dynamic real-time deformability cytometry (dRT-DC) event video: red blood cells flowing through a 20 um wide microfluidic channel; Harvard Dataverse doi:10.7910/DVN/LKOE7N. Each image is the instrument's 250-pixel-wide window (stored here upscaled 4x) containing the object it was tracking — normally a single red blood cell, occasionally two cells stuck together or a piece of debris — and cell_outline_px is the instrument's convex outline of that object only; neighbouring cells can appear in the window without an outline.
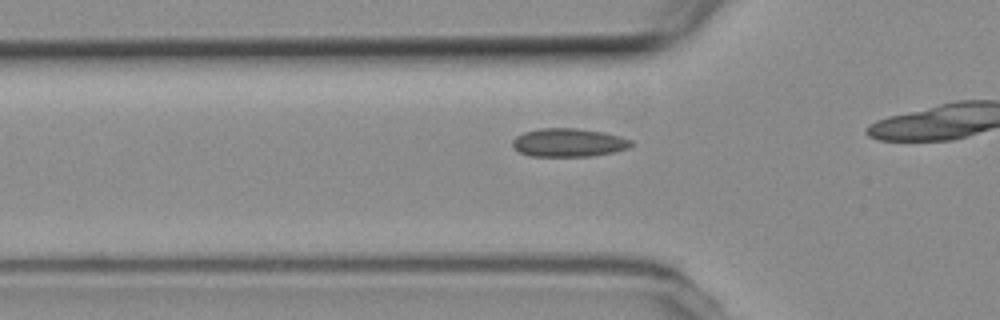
{"species": "common noctule bat (a hibernating species)", "species_latin": "Nyctalus noctula", "temperature_condition": "room temperature", "stored_images_in_passage": 22, "camera_frame_rate_fps": 3000, "um_per_image_px": 0.085, "animal": {"sex": "female", "body_mass_g": 19.3, "forearm_length_mm": 54.1}, "frame": {"image": 1, "passage_image": 3, "time_ms": 0.667, "image_size_px": [1000, 320], "cell_outline_px": [[632, 144], [628, 148], [616, 152], [592, 156], [528, 156], [512, 148], [512, 140], [516, 136], [524, 132], [540, 128], [576, 128], [604, 132], [620, 136], [632, 140]], "centroid_in_image_um": [48.32, 12.12], "position_along_channel_um": 77.5, "area_um2": 19.83}}
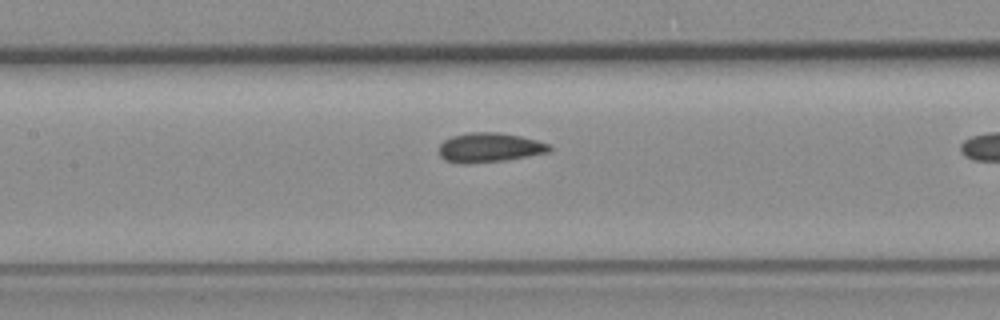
{"frame": {"image": 2, "passage_image": 10, "time_ms": 3.0, "image_size_px": [1000, 320], "cell_outline_px": [[552, 148], [548, 152], [528, 156], [504, 160], [468, 164], [460, 164], [444, 160], [440, 156], [440, 144], [444, 140], [452, 136], [468, 132], [496, 132], [520, 136], [536, 140], [548, 144]], "centroid_in_image_um": [41.56, 12.54], "position_along_channel_um": 165.8, "area_um2": 18.9}}
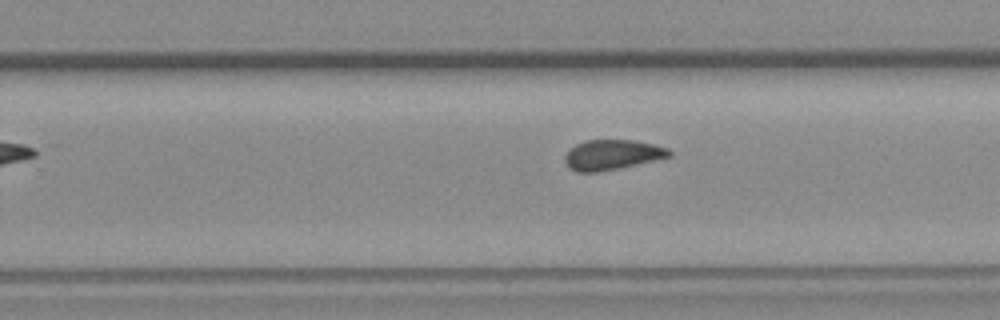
{"frame": {"image": 3, "passage_image": 19, "time_ms": 6.0, "image_size_px": [1000, 320], "cell_outline_px": [[672, 156], [616, 168], [596, 172], [576, 172], [568, 168], [564, 160], [564, 156], [568, 148], [584, 140], [632, 140], [652, 144], [668, 148], [672, 152]], "centroid_in_image_um": [51.96, 13.14], "position_along_channel_um": 277.8, "area_um2": 18.21}}